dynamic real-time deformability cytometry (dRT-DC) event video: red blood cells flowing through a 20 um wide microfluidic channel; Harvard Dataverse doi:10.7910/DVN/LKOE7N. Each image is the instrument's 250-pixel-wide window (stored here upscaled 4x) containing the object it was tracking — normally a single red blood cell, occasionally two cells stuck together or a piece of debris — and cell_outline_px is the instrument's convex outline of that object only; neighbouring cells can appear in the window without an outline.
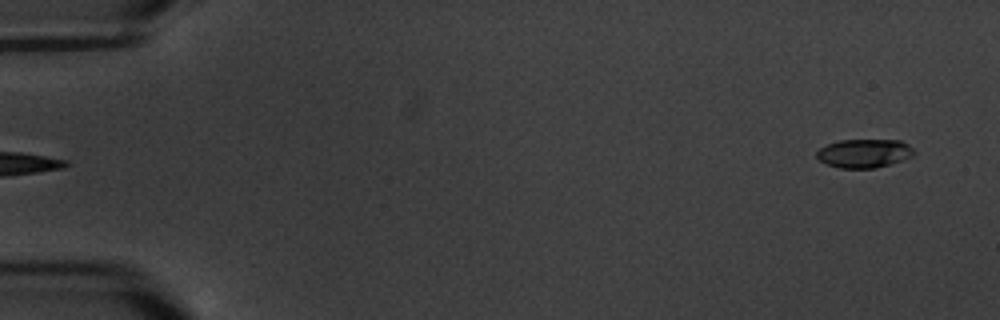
{"species": "common noctule bat (a hibernating species)", "species_latin": "Nyctalus noctula", "temperature_condition": "warm", "stored_images_in_passage": 3, "camera_frame_rate_fps": 3000, "um_per_image_px": 0.085, "animal": {"sex": "male", "body_mass_g": 20.1, "forearm_length_mm": 53.5}, "frame": {"image": 1, "passage_image": 3, "time_ms": 2.333, "image_size_px": [1000, 320], "cell_outline_px": [[912, 156], [876, 168], [840, 168], [828, 164], [820, 160], [816, 156], [816, 152], [820, 148], [828, 144], [840, 140], [900, 140], [908, 144], [912, 148]], "centroid_in_image_um": [73.42, 13.02], "position_along_channel_um": 11.6, "area_um2": 15.95}}